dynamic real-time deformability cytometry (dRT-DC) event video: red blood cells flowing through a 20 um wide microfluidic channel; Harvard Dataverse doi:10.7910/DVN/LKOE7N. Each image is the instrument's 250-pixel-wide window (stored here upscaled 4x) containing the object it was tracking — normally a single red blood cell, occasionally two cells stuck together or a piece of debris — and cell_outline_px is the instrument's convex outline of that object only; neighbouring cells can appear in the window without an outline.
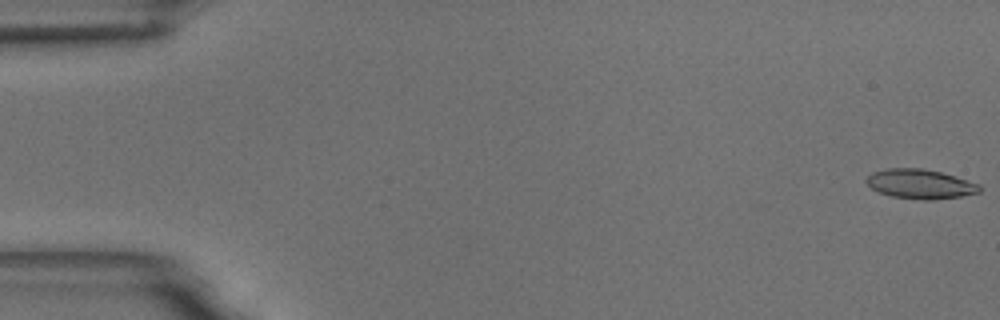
{"species": "common noctule bat (a hibernating species)", "species_latin": "Nyctalus noctula", "temperature_condition": "room temperature", "stored_images_in_passage": 56, "camera_frame_rate_fps": 3000, "um_per_image_px": 0.085, "animal": {"sex": "male", "body_mass_g": 18.8}, "frame": {"image": 1, "passage_image": 1, "time_ms": 0.0, "image_size_px": [1000, 320], "cell_outline_px": [[980, 192], [960, 196], [932, 200], [924, 200], [892, 196], [880, 192], [872, 188], [864, 180], [872, 172], [888, 168], [924, 168], [940, 172], [980, 184]], "centroid_in_image_um": [78.2, 15.63], "position_along_channel_um": 6.8, "area_um2": 19.25}}
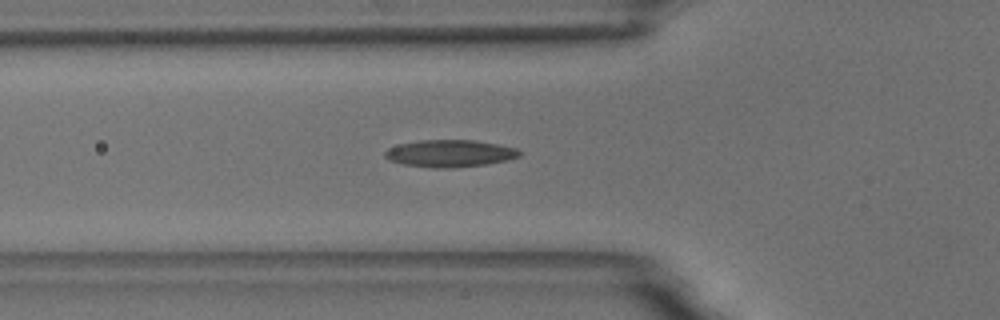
{"frame": {"image": 2, "passage_image": 20, "time_ms": 6.333, "image_size_px": [1000, 320], "cell_outline_px": [[520, 156], [508, 160], [484, 164], [452, 168], [432, 168], [404, 164], [388, 160], [384, 156], [384, 152], [388, 148], [400, 144], [420, 140], [476, 140], [516, 148], [520, 152]], "centroid_in_image_um": [38.21, 13.04], "position_along_channel_um": 87.6, "area_um2": 21.21}}
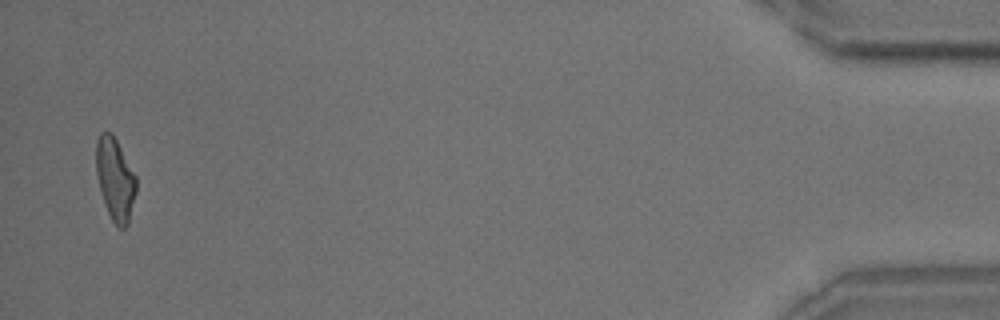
{"frame": {"image": 3, "passage_image": 55, "time_ms": 18.0, "image_size_px": [1000, 320], "cell_outline_px": [[136, 192], [128, 224], [124, 228], [120, 228], [112, 220], [104, 204], [96, 172], [96, 140], [100, 132], [112, 132], [136, 176]], "centroid_in_image_um": [9.78, 15.21], "position_along_channel_um": 425.4, "area_um2": 19.13}, "authors_computed_cell_mechanics": {"area_um2": 19.652, "velocity_mm_per_s": 3.6301, "shape_relaxation_time_tau1_ms": 9.7407, "shape_relaxation_time_tau2_ms": 2.7923, "deformation_change_tau1": 0.2461, "deformation_change_tau2": 0.122}}